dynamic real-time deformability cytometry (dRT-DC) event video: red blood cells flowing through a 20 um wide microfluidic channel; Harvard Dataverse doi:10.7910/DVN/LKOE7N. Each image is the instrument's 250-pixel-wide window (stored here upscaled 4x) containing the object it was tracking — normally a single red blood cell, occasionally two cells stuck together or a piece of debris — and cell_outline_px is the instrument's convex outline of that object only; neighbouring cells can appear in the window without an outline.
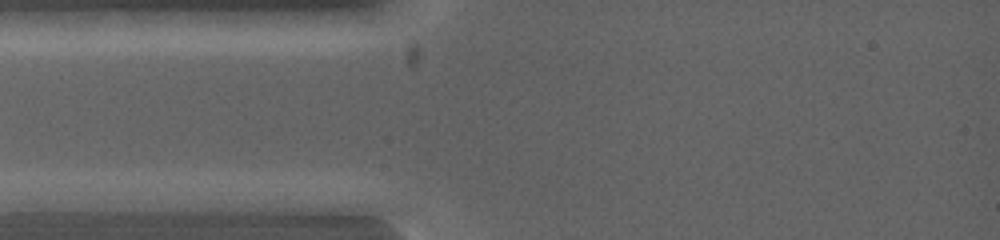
{"species": "common noctule bat (a hibernating species)", "species_latin": "Nyctalus noctula", "temperature_condition": "warm", "stored_images_in_passage": 5, "camera_frame_rate_fps": 5000, "um_per_image_px": 0.085, "animal": {"sex": "female", "body_mass_g": 19.0, "forearm_length_mm": 53.3}, "frame": {"image": 1, "passage_image": 1, "time_ms": 0.0, "image_size_px": [1000, 240], "cell_outline_px": [[140, 200], [60, 212], [16, 212], [12, 200], [104, 192]], "centroid_in_image_um": [5.82, 17.21], "position_along_channel_um": 79.2, "area_um2": 11.16}}